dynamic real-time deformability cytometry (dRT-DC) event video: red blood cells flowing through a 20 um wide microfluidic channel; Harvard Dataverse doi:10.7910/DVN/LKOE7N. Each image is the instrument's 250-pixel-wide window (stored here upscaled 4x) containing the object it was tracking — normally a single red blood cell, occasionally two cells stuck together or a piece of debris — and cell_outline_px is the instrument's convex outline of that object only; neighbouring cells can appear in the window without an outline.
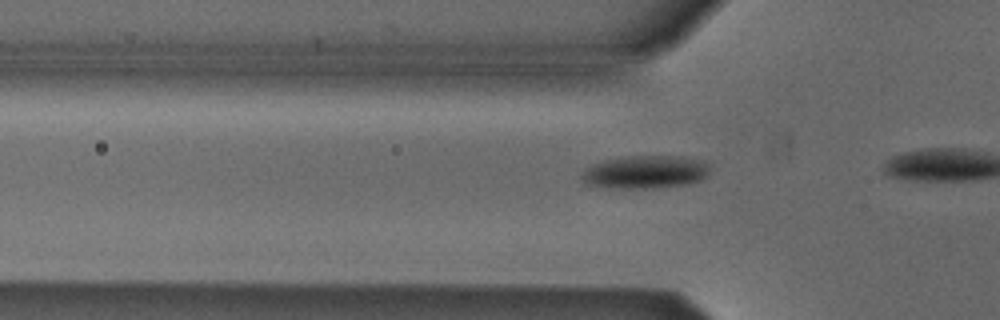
{"species": "Egyptian fruit bat (a non-hibernating species)", "species_latin": "Rousettus aegyptiacus", "temperature_condition": "cold", "stored_images_in_passage": 6, "camera_frame_rate_fps": 3000, "um_per_image_px": 0.085, "animal": {"sex": "male"}, "frame": {"image": 1, "passage_image": 3, "time_ms": 0.667, "image_size_px": [1000, 320], "cell_outline_px": [[708, 172], [700, 180], [688, 184], [656, 188], [608, 188], [584, 184], [580, 180], [580, 176], [584, 168], [592, 164], [604, 160], [632, 156], [684, 156], [708, 160]], "centroid_in_image_um": [54.82, 14.62], "position_along_channel_um": 71.0, "area_um2": 25.09}}